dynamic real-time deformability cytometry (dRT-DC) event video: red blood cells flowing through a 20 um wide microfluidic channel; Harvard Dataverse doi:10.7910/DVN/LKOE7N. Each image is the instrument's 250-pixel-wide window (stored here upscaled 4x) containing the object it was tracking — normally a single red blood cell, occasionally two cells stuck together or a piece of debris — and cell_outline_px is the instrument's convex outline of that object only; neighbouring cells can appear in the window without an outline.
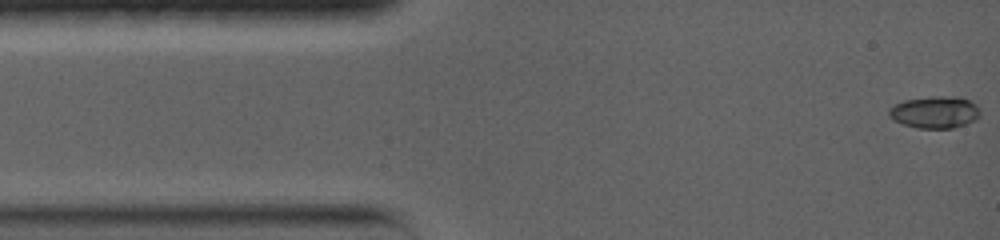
{"species": "common noctule bat (a hibernating species)", "species_latin": "Nyctalus noctula", "temperature_condition": "warm", "stored_images_in_passage": 53, "camera_frame_rate_fps": 5000, "um_per_image_px": 0.085, "animal": {"sex": "female", "body_mass_g": 19.0, "forearm_length_mm": 56.7}, "frame": {"image": 1, "passage_image": 1, "time_ms": 0.0, "image_size_px": [1000, 240], "cell_outline_px": [[980, 112], [976, 120], [952, 128], [916, 128], [892, 120], [888, 116], [888, 108], [904, 100], [932, 96], [944, 96], [968, 100], [976, 104], [980, 108]], "centroid_in_image_um": [79.43, 9.54], "position_along_channel_um": 5.6, "area_um2": 16.94}}
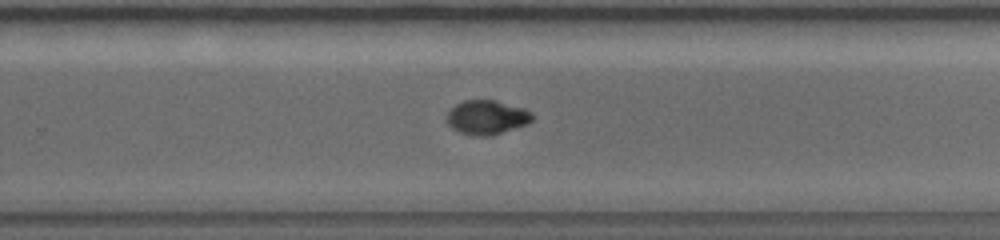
{"frame": {"image": 2, "passage_image": 34, "time_ms": 9.6, "image_size_px": [1000, 240], "cell_outline_px": [[532, 120], [528, 124], [492, 136], [476, 136], [460, 132], [452, 128], [448, 124], [448, 112], [456, 104], [464, 100], [496, 100], [524, 108], [532, 112]], "centroid_in_image_um": [41.41, 9.98], "position_along_channel_um": 288.4, "area_um2": 17.05}}
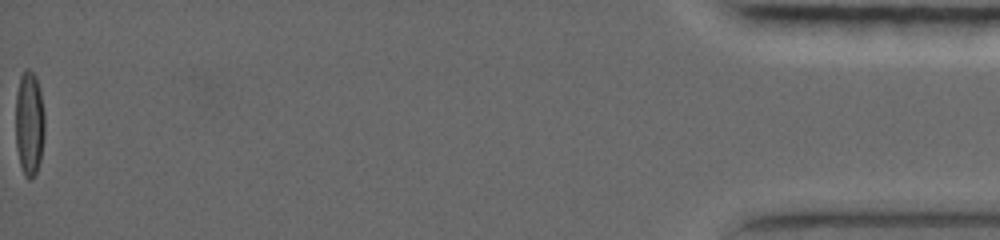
{"frame": {"image": 3, "passage_image": 53, "time_ms": 17.2, "image_size_px": [1000, 240], "cell_outline_px": [[44, 136], [40, 160], [36, 172], [28, 180], [24, 176], [20, 164], [16, 148], [16, 92], [20, 76], [24, 68], [28, 68], [36, 76], [40, 92], [44, 112]], "centroid_in_image_um": [2.48, 10.46], "position_along_channel_um": 432.7, "area_um2": 17.8}, "authors_computed_cell_mechanics": {"area_um2": 16.9354, "velocity_mm_per_s": 3.8044, "shape_relaxation_time_tau1_ms": null, "shape_relaxation_time_tau2_ms": 2.3634, "deformation_change_tau1": null, "deformation_change_tau2": 0.0349}}